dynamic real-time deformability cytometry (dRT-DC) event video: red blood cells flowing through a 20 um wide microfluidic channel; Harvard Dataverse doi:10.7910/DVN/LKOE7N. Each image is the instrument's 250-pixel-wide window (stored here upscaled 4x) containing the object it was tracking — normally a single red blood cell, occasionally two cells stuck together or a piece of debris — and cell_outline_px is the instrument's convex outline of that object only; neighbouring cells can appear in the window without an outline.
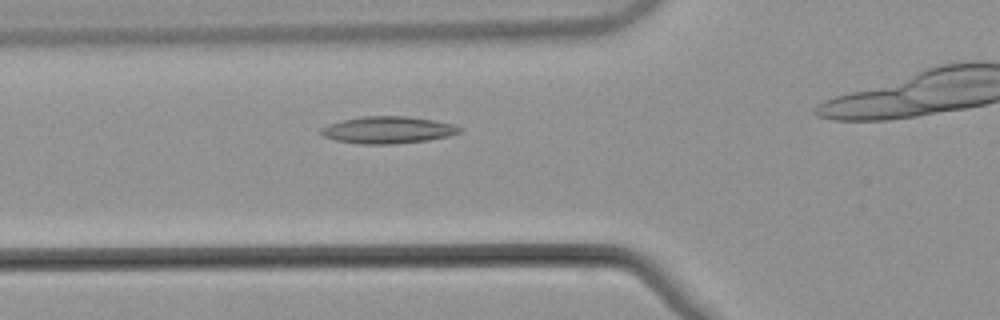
{"species": "common noctule bat (a hibernating species)", "species_latin": "Nyctalus noctula", "temperature_condition": "warm", "stored_images_in_passage": 45, "camera_frame_rate_fps": 3000, "um_per_image_px": 0.085, "animal": {"sex": "male", "body_mass_g": 21.5, "forearm_length_mm": 52.0}, "frame": {"image": 1, "passage_image": 9, "time_ms": 2.667, "image_size_px": [1000, 320], "cell_outline_px": [[464, 132], [448, 136], [428, 140], [388, 144], [360, 144], [336, 140], [324, 136], [320, 132], [320, 128], [328, 124], [344, 120], [364, 116], [408, 116], [432, 120], [452, 124], [464, 128]], "centroid_in_image_um": [33.0, 11.04], "position_along_channel_um": 92.8, "area_um2": 21.73}}
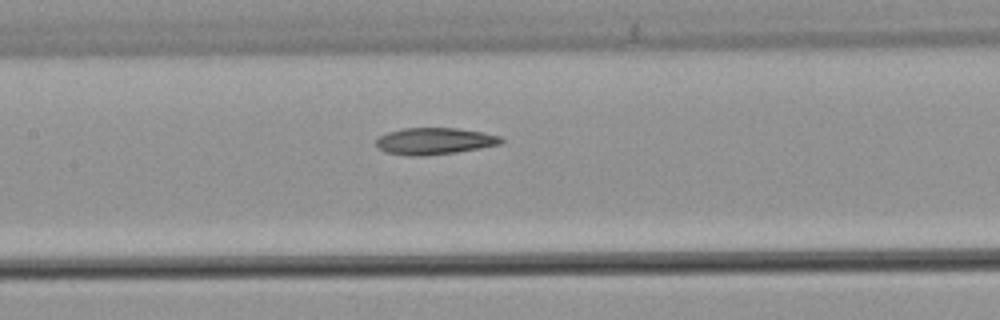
{"frame": {"image": 2, "passage_image": 15, "time_ms": 4.667, "image_size_px": [1000, 320], "cell_outline_px": [[504, 140], [500, 144], [456, 152], [424, 156], [408, 156], [388, 152], [380, 148], [376, 144], [376, 140], [380, 136], [388, 132], [404, 128], [456, 128], [484, 132], [500, 136]], "centroid_in_image_um": [36.95, 11.99], "position_along_channel_um": 170.5, "area_um2": 19.31}}
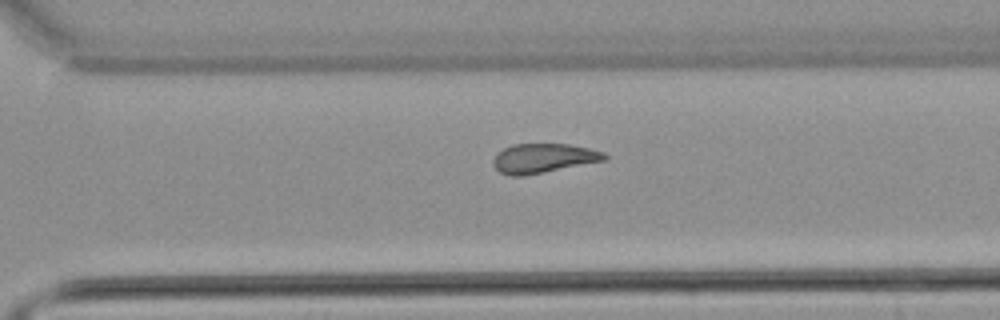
{"frame": {"image": 3, "passage_image": 27, "time_ms": 8.667, "image_size_px": [1000, 320], "cell_outline_px": [[608, 160], [520, 176], [508, 176], [500, 172], [492, 164], [492, 160], [496, 152], [512, 144], [568, 144], [588, 148], [604, 152], [608, 156]], "centroid_in_image_um": [46.17, 13.44], "position_along_channel_um": 324.4, "area_um2": 19.07}, "authors_computed_cell_mechanics": {"area_um2": 19.1896, "velocity_mm_per_s": 3.8601, "shape_relaxation_time_tau1_ms": null, "shape_relaxation_time_tau2_ms": 5.128, "deformation_change_tau1": null, "deformation_change_tau2": 0.1397}}